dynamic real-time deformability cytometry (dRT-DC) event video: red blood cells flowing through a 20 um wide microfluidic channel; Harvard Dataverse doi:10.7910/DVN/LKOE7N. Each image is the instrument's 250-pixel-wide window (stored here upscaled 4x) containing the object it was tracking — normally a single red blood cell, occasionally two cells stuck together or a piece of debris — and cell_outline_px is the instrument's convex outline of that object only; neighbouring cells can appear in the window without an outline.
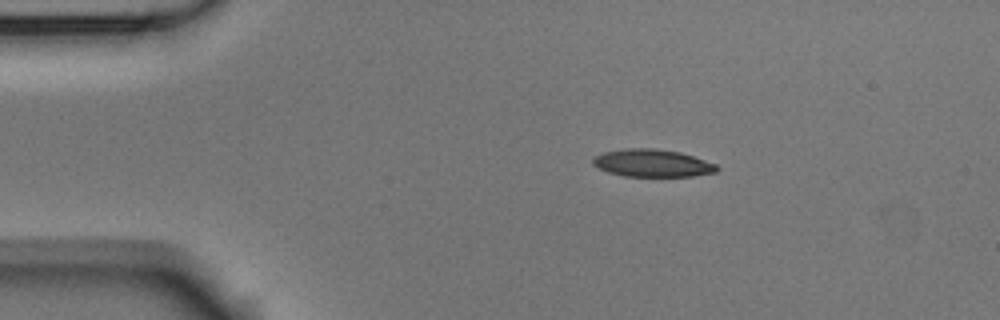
{"species": "Egyptian fruit bat (a non-hibernating species)", "species_latin": "Rousettus aegyptiacus", "temperature_condition": "room temperature", "stored_images_in_passage": 5, "camera_frame_rate_fps": 3000, "um_per_image_px": 0.085, "animal": {"sex": "male"}, "frame": {"image": 1, "passage_image": 1, "time_ms": 0.0, "image_size_px": [1000, 320], "cell_outline_px": [[720, 168], [716, 172], [692, 176], [624, 176], [608, 172], [592, 164], [592, 156], [604, 152], [624, 148], [656, 148], [680, 152], [716, 164]], "centroid_in_image_um": [55.42, 13.86], "position_along_channel_um": 29.6, "area_um2": 19.94}}
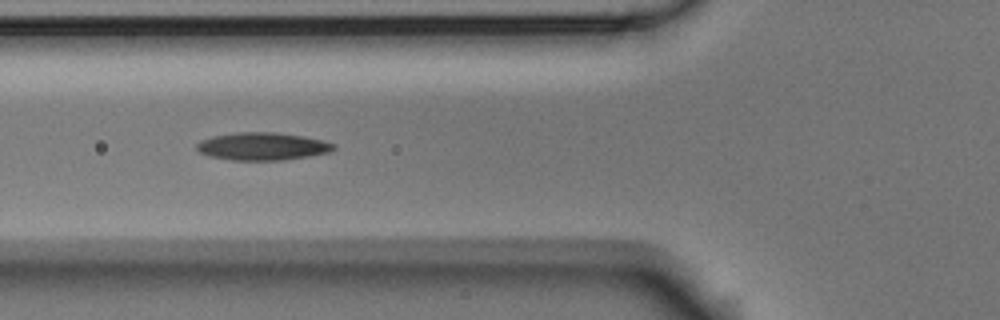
{"frame": {"image": 2, "passage_image": 4, "time_ms": 1.0, "image_size_px": [1000, 320], "cell_outline_px": [[336, 148], [328, 152], [308, 156], [284, 160], [232, 160], [208, 156], [200, 152], [196, 148], [196, 144], [200, 140], [212, 136], [236, 132], [276, 132], [304, 136], [324, 140], [336, 144]], "centroid_in_image_um": [22.3, 12.43], "position_along_channel_um": 103.5, "area_um2": 22.25}}
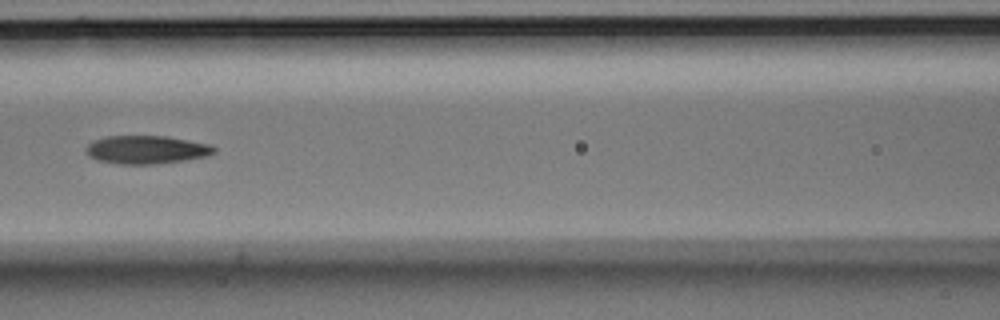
{"frame": {"image": 3, "passage_image": 5, "time_ms": 1.333, "image_size_px": [1000, 320], "cell_outline_px": [[216, 152], [204, 156], [184, 160], [152, 164], [116, 164], [96, 160], [88, 156], [84, 148], [92, 140], [108, 136], [168, 136], [208, 144], [216, 148]], "centroid_in_image_um": [12.38, 12.72], "position_along_channel_um": 154.2, "area_um2": 21.1}}